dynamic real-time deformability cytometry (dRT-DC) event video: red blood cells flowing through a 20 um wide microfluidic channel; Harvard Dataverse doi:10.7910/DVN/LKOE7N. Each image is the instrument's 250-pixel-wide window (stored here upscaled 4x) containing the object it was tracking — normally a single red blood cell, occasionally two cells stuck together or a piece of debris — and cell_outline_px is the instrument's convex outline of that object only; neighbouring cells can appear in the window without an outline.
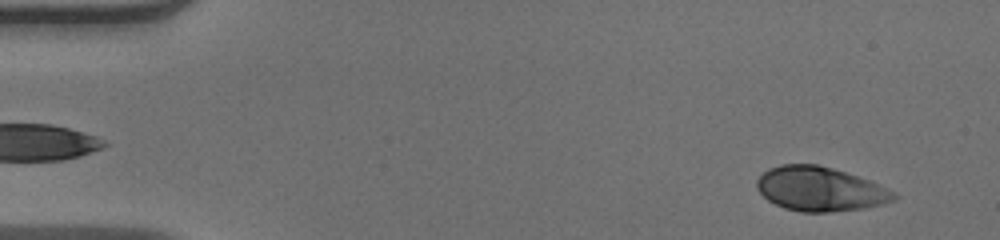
{"species": "human", "species_latin": "Homo sapiens", "temperature_condition": "warm", "stored_images_in_passage": 51, "camera_frame_rate_fps": 3000, "um_per_image_px": 0.085, "donor": {"sex": "male"}, "frame": {"image": 1, "passage_image": 3, "time_ms": 0.667, "image_size_px": [1000, 240], "cell_outline_px": [[900, 196], [896, 200], [884, 204], [868, 208], [828, 212], [800, 212], [784, 208], [768, 200], [756, 188], [756, 180], [768, 168], [780, 164], [816, 164], [832, 168], [868, 180], [896, 192]], "centroid_in_image_um": [69.72, 16.08], "position_along_channel_um": 15.3, "area_um2": 35.49}}
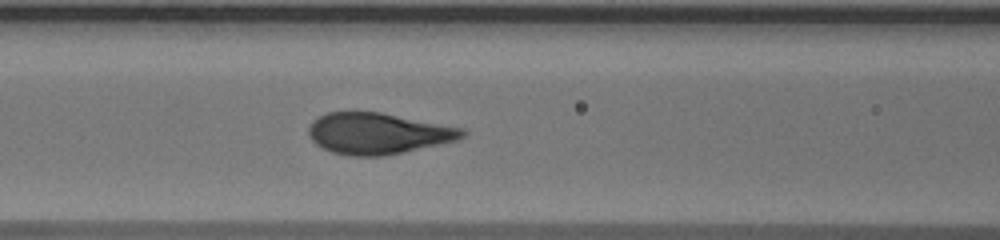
{"frame": {"image": 2, "passage_image": 21, "time_ms": 6.667, "image_size_px": [1000, 240], "cell_outline_px": [[468, 132], [464, 136], [456, 140], [440, 144], [404, 152], [384, 156], [352, 156], [332, 152], [316, 144], [308, 136], [308, 128], [312, 120], [328, 112], [380, 112], [464, 128]], "centroid_in_image_um": [32.13, 11.34], "position_along_channel_um": 134.5, "area_um2": 36.88}}
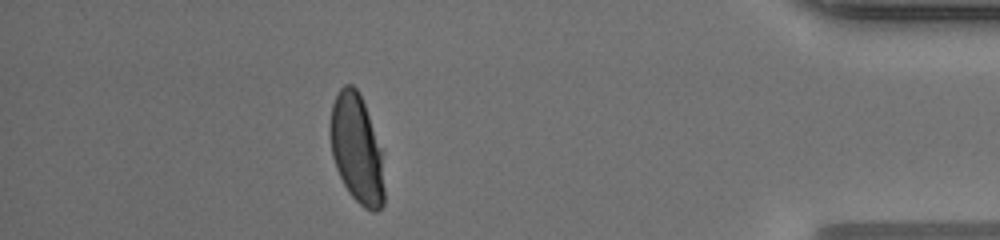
{"frame": {"image": 3, "passage_image": 45, "time_ms": 14.667, "image_size_px": [1000, 240], "cell_outline_px": [[384, 204], [376, 212], [372, 212], [364, 208], [348, 192], [336, 168], [332, 156], [328, 132], [328, 128], [332, 104], [340, 88], [344, 84], [352, 84], [356, 88], [364, 104], [384, 152]], "centroid_in_image_um": [30.33, 12.67], "position_along_channel_um": 404.9, "area_um2": 35.08}, "authors_computed_cell_mechanics": {"area_um2": 36.7608, "velocity_mm_per_s": 3.9473, "shape_relaxation_time_tau1_ms": 4.0545, "shape_relaxation_time_tau2_ms": null, "deformation_change_tau1": 0.1947, "deformation_change_tau2": null}}